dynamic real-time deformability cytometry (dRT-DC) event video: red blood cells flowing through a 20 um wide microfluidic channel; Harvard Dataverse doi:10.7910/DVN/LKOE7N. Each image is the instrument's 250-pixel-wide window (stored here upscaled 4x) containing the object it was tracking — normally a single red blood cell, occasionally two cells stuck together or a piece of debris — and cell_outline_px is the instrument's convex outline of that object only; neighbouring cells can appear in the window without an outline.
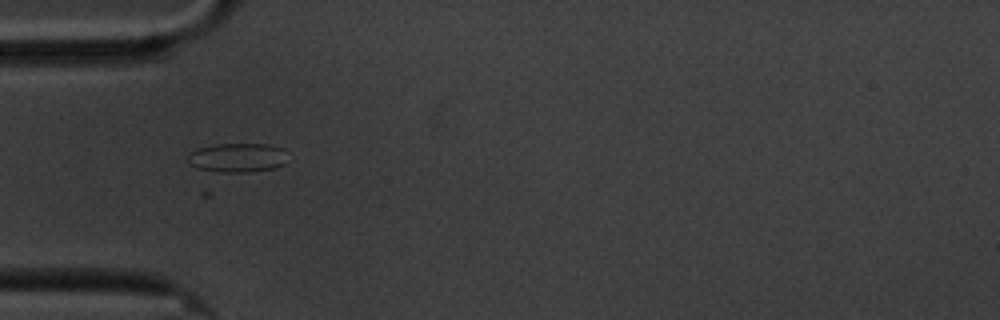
{"species": "common noctule bat (a hibernating species)", "species_latin": "Nyctalus noctula", "temperature_condition": "cold", "stored_images_in_passage": 6, "camera_frame_rate_fps": 3000, "um_per_image_px": 0.085, "animal": {"sex": "male", "body_mass_g": 20.1, "forearm_length_mm": 53.5}, "frame": {"image": 1, "passage_image": 4, "time_ms": 3.333, "image_size_px": [1000, 320], "cell_outline_px": [[284, 164], [276, 168], [248, 172], [220, 172], [200, 168], [188, 164], [188, 152], [196, 148], [216, 144], [268, 144], [284, 148]], "centroid_in_image_um": [20.15, 13.39], "position_along_channel_um": 64.8, "area_um2": 16.99}}
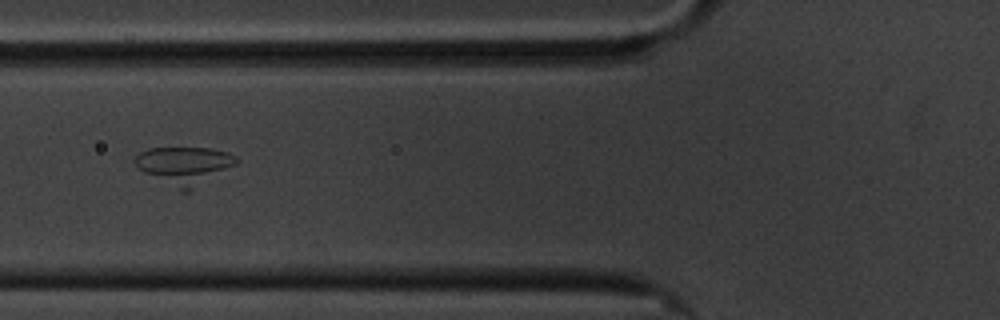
{"frame": {"image": 2, "passage_image": 5, "time_ms": 4.667, "image_size_px": [1000, 320], "cell_outline_px": [[240, 160], [236, 164], [188, 192], [180, 192], [136, 168], [132, 160], [140, 152], [148, 148], [212, 148], [228, 152], [236, 156]], "centroid_in_image_um": [15.64, 14.07], "position_along_channel_um": 110.2, "area_um2": 22.54}}